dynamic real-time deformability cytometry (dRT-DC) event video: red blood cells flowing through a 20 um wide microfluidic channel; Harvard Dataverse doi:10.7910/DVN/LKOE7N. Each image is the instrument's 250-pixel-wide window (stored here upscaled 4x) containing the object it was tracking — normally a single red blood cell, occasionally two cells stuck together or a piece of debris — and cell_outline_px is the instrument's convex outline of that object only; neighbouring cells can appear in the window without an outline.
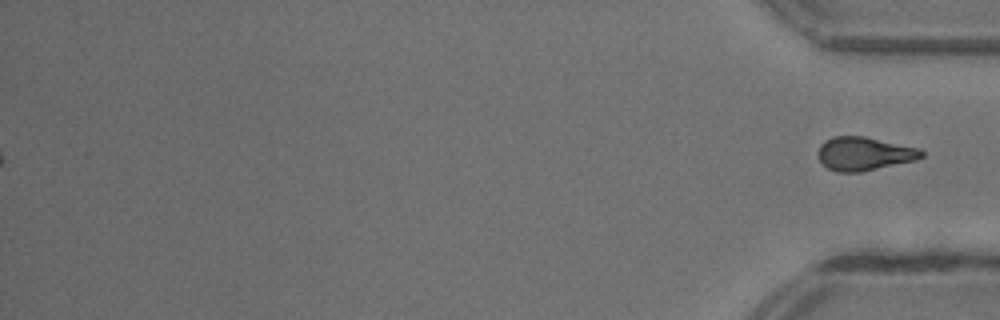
{"species": "common noctule bat (a hibernating species)", "species_latin": "Nyctalus noctula", "temperature_condition": "warm", "stored_images_in_passage": 49, "segment_of_instrument_passage": [2, 2], "camera_frame_rate_fps": 3000, "um_per_image_px": 0.085, "animal": {"sex": "female"}, "frame": {"image": 1, "passage_image": 49, "time_ms": 16.0, "image_size_px": [1000, 320], "cell_outline_px": [[924, 156], [916, 160], [860, 172], [836, 172], [828, 168], [820, 160], [820, 144], [824, 140], [832, 136], [864, 136], [920, 148], [924, 152]], "centroid_in_image_um": [73.48, 13.06], "position_along_channel_um": 361.7, "area_um2": 20.11}}